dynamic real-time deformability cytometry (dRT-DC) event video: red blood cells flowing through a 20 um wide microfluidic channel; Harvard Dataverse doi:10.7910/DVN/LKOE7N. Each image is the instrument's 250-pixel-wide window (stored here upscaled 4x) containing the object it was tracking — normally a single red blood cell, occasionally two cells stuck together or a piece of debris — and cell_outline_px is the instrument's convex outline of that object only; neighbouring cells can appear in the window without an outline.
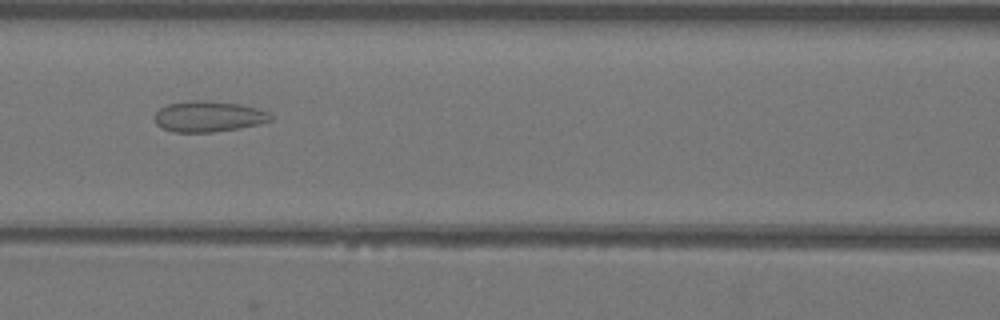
{"species": "Egyptian fruit bat (a non-hibernating species)", "species_latin": "Rousettus aegyptiacus", "temperature_condition": "warm", "stored_images_in_passage": 51, "camera_frame_rate_fps": 3000, "um_per_image_px": 0.085, "animal": {"sex": "female"}, "frame": {"image": 1, "passage_image": 22, "time_ms": 7.0, "image_size_px": [1000, 320], "cell_outline_px": [[272, 120], [240, 128], [212, 132], [172, 132], [160, 128], [156, 124], [156, 112], [160, 108], [168, 104], [196, 100], [204, 100], [240, 104], [256, 108], [268, 112], [272, 116]], "centroid_in_image_um": [17.7, 9.9], "position_along_channel_um": 148.9, "area_um2": 20.69}}
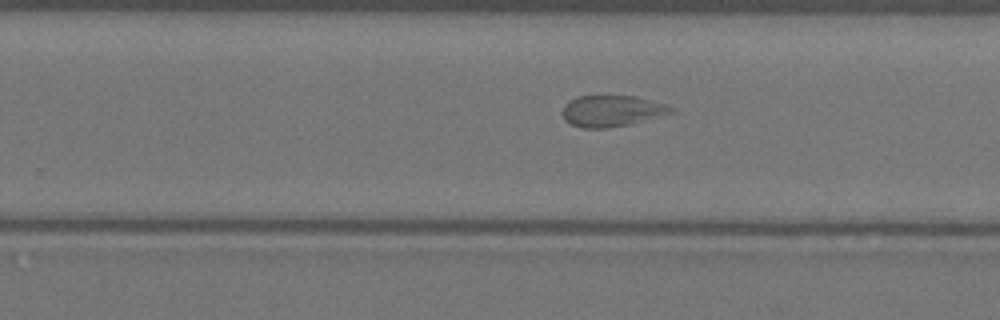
{"frame": {"image": 2, "passage_image": 32, "time_ms": 10.333, "image_size_px": [1000, 320], "cell_outline_px": [[676, 112], [628, 124], [608, 128], [580, 128], [564, 120], [564, 104], [576, 96], [636, 96], [664, 104], [672, 108]], "centroid_in_image_um": [51.98, 9.43], "position_along_channel_um": 277.8, "area_um2": 19.54}}
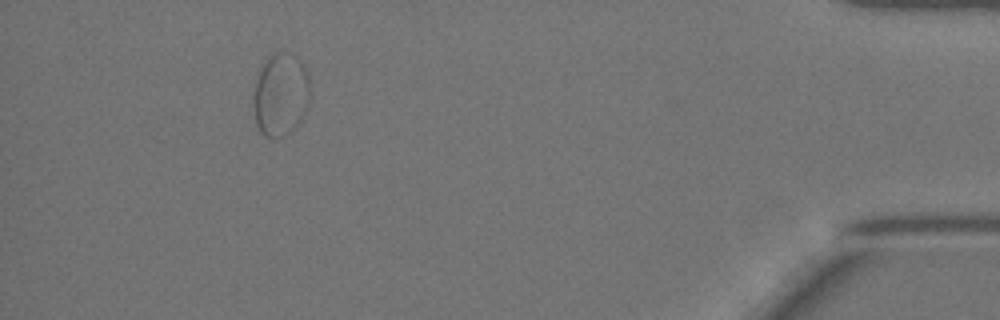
{"frame": {"image": 3, "passage_image": 47, "time_ms": 15.333, "image_size_px": [1000, 320], "cell_outline_px": [[308, 108], [300, 120], [284, 136], [264, 136], [260, 132], [256, 124], [252, 104], [252, 96], [256, 80], [264, 64], [272, 56], [280, 52], [284, 52], [296, 56], [300, 60], [308, 76]], "centroid_in_image_um": [23.82, 8.07], "position_along_channel_um": 411.4, "area_um2": 26.82}}